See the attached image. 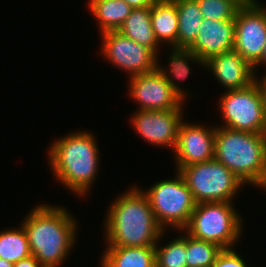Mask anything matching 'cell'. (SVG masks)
I'll use <instances>...</instances> for the list:
<instances>
[{
	"mask_svg": "<svg viewBox=\"0 0 266 267\" xmlns=\"http://www.w3.org/2000/svg\"><path fill=\"white\" fill-rule=\"evenodd\" d=\"M60 206L38 203L21 221L31 254L43 267H61L76 246L78 219Z\"/></svg>",
	"mask_w": 266,
	"mask_h": 267,
	"instance_id": "cell-1",
	"label": "cell"
},
{
	"mask_svg": "<svg viewBox=\"0 0 266 267\" xmlns=\"http://www.w3.org/2000/svg\"><path fill=\"white\" fill-rule=\"evenodd\" d=\"M134 185L108 207L103 226L105 247H155L164 231L147 196Z\"/></svg>",
	"mask_w": 266,
	"mask_h": 267,
	"instance_id": "cell-2",
	"label": "cell"
},
{
	"mask_svg": "<svg viewBox=\"0 0 266 267\" xmlns=\"http://www.w3.org/2000/svg\"><path fill=\"white\" fill-rule=\"evenodd\" d=\"M50 144L47 158L56 181L73 194L86 197L100 170L101 152L95 133L70 132Z\"/></svg>",
	"mask_w": 266,
	"mask_h": 267,
	"instance_id": "cell-3",
	"label": "cell"
},
{
	"mask_svg": "<svg viewBox=\"0 0 266 267\" xmlns=\"http://www.w3.org/2000/svg\"><path fill=\"white\" fill-rule=\"evenodd\" d=\"M214 159L245 185L263 187L266 181V134L216 126Z\"/></svg>",
	"mask_w": 266,
	"mask_h": 267,
	"instance_id": "cell-4",
	"label": "cell"
},
{
	"mask_svg": "<svg viewBox=\"0 0 266 267\" xmlns=\"http://www.w3.org/2000/svg\"><path fill=\"white\" fill-rule=\"evenodd\" d=\"M234 205V202L197 203L183 230L193 238L217 244L222 249L236 248L245 221Z\"/></svg>",
	"mask_w": 266,
	"mask_h": 267,
	"instance_id": "cell-5",
	"label": "cell"
},
{
	"mask_svg": "<svg viewBox=\"0 0 266 267\" xmlns=\"http://www.w3.org/2000/svg\"><path fill=\"white\" fill-rule=\"evenodd\" d=\"M175 177L157 181L144 190L158 224L165 230H183L189 223L196 202L185 180L175 171ZM167 228V229H166Z\"/></svg>",
	"mask_w": 266,
	"mask_h": 267,
	"instance_id": "cell-6",
	"label": "cell"
},
{
	"mask_svg": "<svg viewBox=\"0 0 266 267\" xmlns=\"http://www.w3.org/2000/svg\"><path fill=\"white\" fill-rule=\"evenodd\" d=\"M178 171L196 203L233 202L245 185L233 172L215 159L188 165Z\"/></svg>",
	"mask_w": 266,
	"mask_h": 267,
	"instance_id": "cell-7",
	"label": "cell"
},
{
	"mask_svg": "<svg viewBox=\"0 0 266 267\" xmlns=\"http://www.w3.org/2000/svg\"><path fill=\"white\" fill-rule=\"evenodd\" d=\"M220 95L217 105L223 124L219 126L266 134V112L261 94L254 82L246 88L226 90Z\"/></svg>",
	"mask_w": 266,
	"mask_h": 267,
	"instance_id": "cell-8",
	"label": "cell"
},
{
	"mask_svg": "<svg viewBox=\"0 0 266 267\" xmlns=\"http://www.w3.org/2000/svg\"><path fill=\"white\" fill-rule=\"evenodd\" d=\"M101 38L100 55L108 60L107 63L129 74V78L156 70L157 55L151 49L119 31L101 33Z\"/></svg>",
	"mask_w": 266,
	"mask_h": 267,
	"instance_id": "cell-9",
	"label": "cell"
},
{
	"mask_svg": "<svg viewBox=\"0 0 266 267\" xmlns=\"http://www.w3.org/2000/svg\"><path fill=\"white\" fill-rule=\"evenodd\" d=\"M234 49L252 67L261 59L266 42V6L246 0L234 18Z\"/></svg>",
	"mask_w": 266,
	"mask_h": 267,
	"instance_id": "cell-10",
	"label": "cell"
},
{
	"mask_svg": "<svg viewBox=\"0 0 266 267\" xmlns=\"http://www.w3.org/2000/svg\"><path fill=\"white\" fill-rule=\"evenodd\" d=\"M128 90L136 110H184L186 104L157 69L130 77Z\"/></svg>",
	"mask_w": 266,
	"mask_h": 267,
	"instance_id": "cell-11",
	"label": "cell"
},
{
	"mask_svg": "<svg viewBox=\"0 0 266 267\" xmlns=\"http://www.w3.org/2000/svg\"><path fill=\"white\" fill-rule=\"evenodd\" d=\"M184 110H136L132 113L130 123L139 136L156 147L169 148L174 151Z\"/></svg>",
	"mask_w": 266,
	"mask_h": 267,
	"instance_id": "cell-12",
	"label": "cell"
},
{
	"mask_svg": "<svg viewBox=\"0 0 266 267\" xmlns=\"http://www.w3.org/2000/svg\"><path fill=\"white\" fill-rule=\"evenodd\" d=\"M215 134L216 125L206 127L183 120L173 151L175 170L214 159Z\"/></svg>",
	"mask_w": 266,
	"mask_h": 267,
	"instance_id": "cell-13",
	"label": "cell"
},
{
	"mask_svg": "<svg viewBox=\"0 0 266 267\" xmlns=\"http://www.w3.org/2000/svg\"><path fill=\"white\" fill-rule=\"evenodd\" d=\"M204 68L227 91L243 89L254 82L253 67L235 50L210 57Z\"/></svg>",
	"mask_w": 266,
	"mask_h": 267,
	"instance_id": "cell-14",
	"label": "cell"
},
{
	"mask_svg": "<svg viewBox=\"0 0 266 267\" xmlns=\"http://www.w3.org/2000/svg\"><path fill=\"white\" fill-rule=\"evenodd\" d=\"M235 42L234 20L203 19L194 43L189 47L203 62L232 51Z\"/></svg>",
	"mask_w": 266,
	"mask_h": 267,
	"instance_id": "cell-15",
	"label": "cell"
},
{
	"mask_svg": "<svg viewBox=\"0 0 266 267\" xmlns=\"http://www.w3.org/2000/svg\"><path fill=\"white\" fill-rule=\"evenodd\" d=\"M169 49L171 51L169 52V56H167V58L169 57L167 59L168 66H165L166 68L163 67L161 65L162 62L157 57L156 69L165 77L179 97L186 101L189 97H192L191 92L188 94L189 90L180 87V83L187 80L191 74L192 69L190 63L198 64V66L200 65L204 69V62L189 48L169 47Z\"/></svg>",
	"mask_w": 266,
	"mask_h": 267,
	"instance_id": "cell-16",
	"label": "cell"
},
{
	"mask_svg": "<svg viewBox=\"0 0 266 267\" xmlns=\"http://www.w3.org/2000/svg\"><path fill=\"white\" fill-rule=\"evenodd\" d=\"M100 267H156L155 247L107 246Z\"/></svg>",
	"mask_w": 266,
	"mask_h": 267,
	"instance_id": "cell-17",
	"label": "cell"
},
{
	"mask_svg": "<svg viewBox=\"0 0 266 267\" xmlns=\"http://www.w3.org/2000/svg\"><path fill=\"white\" fill-rule=\"evenodd\" d=\"M151 23L160 45L177 47L178 12L172 0H157L154 3L151 7Z\"/></svg>",
	"mask_w": 266,
	"mask_h": 267,
	"instance_id": "cell-18",
	"label": "cell"
},
{
	"mask_svg": "<svg viewBox=\"0 0 266 267\" xmlns=\"http://www.w3.org/2000/svg\"><path fill=\"white\" fill-rule=\"evenodd\" d=\"M124 36L151 49L159 57V48L151 23V7L132 9L122 27L118 30ZM161 46V47H160Z\"/></svg>",
	"mask_w": 266,
	"mask_h": 267,
	"instance_id": "cell-19",
	"label": "cell"
},
{
	"mask_svg": "<svg viewBox=\"0 0 266 267\" xmlns=\"http://www.w3.org/2000/svg\"><path fill=\"white\" fill-rule=\"evenodd\" d=\"M87 7L97 21L100 34L118 31L132 10L123 0H89Z\"/></svg>",
	"mask_w": 266,
	"mask_h": 267,
	"instance_id": "cell-20",
	"label": "cell"
},
{
	"mask_svg": "<svg viewBox=\"0 0 266 267\" xmlns=\"http://www.w3.org/2000/svg\"><path fill=\"white\" fill-rule=\"evenodd\" d=\"M178 12L177 48H189L197 38L203 17L197 0H172Z\"/></svg>",
	"mask_w": 266,
	"mask_h": 267,
	"instance_id": "cell-21",
	"label": "cell"
},
{
	"mask_svg": "<svg viewBox=\"0 0 266 267\" xmlns=\"http://www.w3.org/2000/svg\"><path fill=\"white\" fill-rule=\"evenodd\" d=\"M16 228L0 231V258L12 264L32 255L25 229L21 223Z\"/></svg>",
	"mask_w": 266,
	"mask_h": 267,
	"instance_id": "cell-22",
	"label": "cell"
},
{
	"mask_svg": "<svg viewBox=\"0 0 266 267\" xmlns=\"http://www.w3.org/2000/svg\"><path fill=\"white\" fill-rule=\"evenodd\" d=\"M177 231L180 232L178 237H175V239L173 237L171 242L169 241L163 246L159 245L161 244L160 241L169 232L164 230L158 239L155 245L156 267H187L186 232L184 230Z\"/></svg>",
	"mask_w": 266,
	"mask_h": 267,
	"instance_id": "cell-23",
	"label": "cell"
},
{
	"mask_svg": "<svg viewBox=\"0 0 266 267\" xmlns=\"http://www.w3.org/2000/svg\"><path fill=\"white\" fill-rule=\"evenodd\" d=\"M222 250L217 244L193 238L186 233L187 267H211Z\"/></svg>",
	"mask_w": 266,
	"mask_h": 267,
	"instance_id": "cell-24",
	"label": "cell"
},
{
	"mask_svg": "<svg viewBox=\"0 0 266 267\" xmlns=\"http://www.w3.org/2000/svg\"><path fill=\"white\" fill-rule=\"evenodd\" d=\"M246 0H197L203 19L234 20Z\"/></svg>",
	"mask_w": 266,
	"mask_h": 267,
	"instance_id": "cell-25",
	"label": "cell"
},
{
	"mask_svg": "<svg viewBox=\"0 0 266 267\" xmlns=\"http://www.w3.org/2000/svg\"><path fill=\"white\" fill-rule=\"evenodd\" d=\"M241 255L236 252L235 248L223 249L211 267H248Z\"/></svg>",
	"mask_w": 266,
	"mask_h": 267,
	"instance_id": "cell-26",
	"label": "cell"
},
{
	"mask_svg": "<svg viewBox=\"0 0 266 267\" xmlns=\"http://www.w3.org/2000/svg\"><path fill=\"white\" fill-rule=\"evenodd\" d=\"M254 83L257 85L259 92L261 94L262 103L264 110L266 112V70L265 74H262L261 79L254 73Z\"/></svg>",
	"mask_w": 266,
	"mask_h": 267,
	"instance_id": "cell-27",
	"label": "cell"
},
{
	"mask_svg": "<svg viewBox=\"0 0 266 267\" xmlns=\"http://www.w3.org/2000/svg\"><path fill=\"white\" fill-rule=\"evenodd\" d=\"M13 267H43V265L33 256L14 263Z\"/></svg>",
	"mask_w": 266,
	"mask_h": 267,
	"instance_id": "cell-28",
	"label": "cell"
},
{
	"mask_svg": "<svg viewBox=\"0 0 266 267\" xmlns=\"http://www.w3.org/2000/svg\"><path fill=\"white\" fill-rule=\"evenodd\" d=\"M125 3L130 5L132 9L152 7L157 0H123Z\"/></svg>",
	"mask_w": 266,
	"mask_h": 267,
	"instance_id": "cell-29",
	"label": "cell"
},
{
	"mask_svg": "<svg viewBox=\"0 0 266 267\" xmlns=\"http://www.w3.org/2000/svg\"><path fill=\"white\" fill-rule=\"evenodd\" d=\"M262 66L266 67V42L263 48L261 59L253 66L254 73H256V71H258V68Z\"/></svg>",
	"mask_w": 266,
	"mask_h": 267,
	"instance_id": "cell-30",
	"label": "cell"
},
{
	"mask_svg": "<svg viewBox=\"0 0 266 267\" xmlns=\"http://www.w3.org/2000/svg\"><path fill=\"white\" fill-rule=\"evenodd\" d=\"M14 264L0 258V267H13Z\"/></svg>",
	"mask_w": 266,
	"mask_h": 267,
	"instance_id": "cell-31",
	"label": "cell"
},
{
	"mask_svg": "<svg viewBox=\"0 0 266 267\" xmlns=\"http://www.w3.org/2000/svg\"><path fill=\"white\" fill-rule=\"evenodd\" d=\"M261 190H263L264 192L266 191V181L264 182L263 187L261 188Z\"/></svg>",
	"mask_w": 266,
	"mask_h": 267,
	"instance_id": "cell-32",
	"label": "cell"
}]
</instances>
